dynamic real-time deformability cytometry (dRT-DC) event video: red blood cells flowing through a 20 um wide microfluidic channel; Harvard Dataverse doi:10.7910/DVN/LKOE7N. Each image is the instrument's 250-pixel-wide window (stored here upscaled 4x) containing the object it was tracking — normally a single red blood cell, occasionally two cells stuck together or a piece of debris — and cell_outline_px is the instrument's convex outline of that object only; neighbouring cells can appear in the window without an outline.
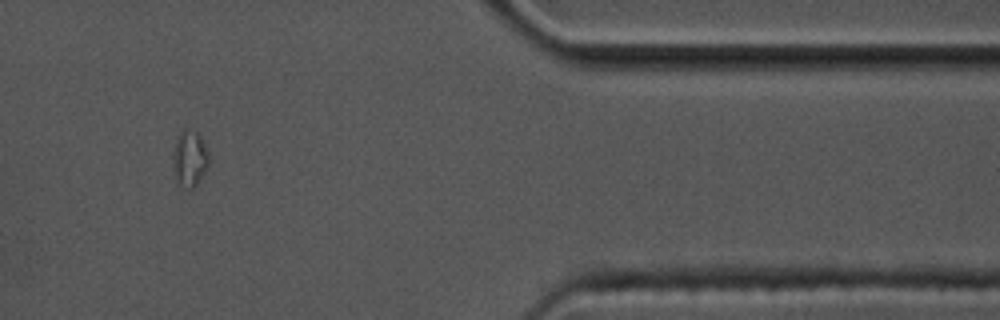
{"species": "common noctule bat (a hibernating species)", "species_latin": "Nyctalus noctula", "temperature_condition": "cold", "stored_images_in_passage": 15, "camera_frame_rate_fps": 3000, "um_per_image_px": 0.085, "animal": {"sex": "male", "body_mass_g": 17.5, "forearm_length_mm": 52.3}, "frame": {"image": 1, "passage_image": 13, "time_ms": 4.0, "image_size_px": [1000, 320], "cell_outline_px": [[208, 168], [200, 180], [192, 188], [188, 188], [180, 184], [176, 180], [172, 156], [176, 136], [184, 128], [188, 128], [196, 132], [200, 136], [208, 152]], "centroid_in_image_um": [16.11, 13.44], "position_along_channel_um": 395.3, "area_um2": 11.73}}